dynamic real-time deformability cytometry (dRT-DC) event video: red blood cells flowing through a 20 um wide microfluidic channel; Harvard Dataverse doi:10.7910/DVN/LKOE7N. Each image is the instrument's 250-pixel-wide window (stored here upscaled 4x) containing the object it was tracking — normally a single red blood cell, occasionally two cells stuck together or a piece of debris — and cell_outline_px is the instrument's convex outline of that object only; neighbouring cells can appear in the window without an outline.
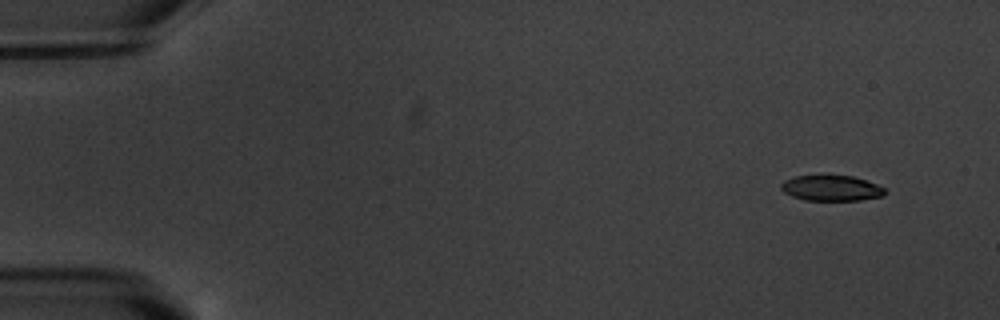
{"species": "common noctule bat (a hibernating species)", "species_latin": "Nyctalus noctula", "temperature_condition": "warm", "stored_images_in_passage": 5, "camera_frame_rate_fps": 3000, "um_per_image_px": 0.085, "animal": {"sex": "male", "body_mass_g": 20.1, "forearm_length_mm": 53.5}, "frame": {"image": 1, "passage_image": 1, "time_ms": 0.0, "image_size_px": [1000, 320], "cell_outline_px": [[884, 196], [860, 200], [804, 200], [792, 196], [784, 192], [780, 188], [780, 184], [784, 180], [796, 176], [852, 176], [876, 184], [884, 188]], "centroid_in_image_um": [70.63, 16.0], "position_along_channel_um": 14.4, "area_um2": 15.26}}